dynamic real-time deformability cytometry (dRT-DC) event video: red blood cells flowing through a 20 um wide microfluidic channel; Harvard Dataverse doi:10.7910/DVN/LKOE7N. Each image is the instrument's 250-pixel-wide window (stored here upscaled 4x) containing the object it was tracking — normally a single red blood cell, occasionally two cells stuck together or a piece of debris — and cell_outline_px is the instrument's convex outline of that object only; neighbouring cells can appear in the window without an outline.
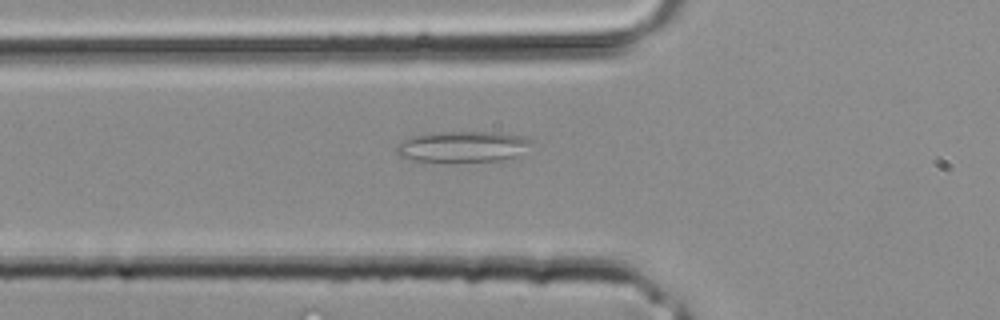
{"species": "common noctule bat (a hibernating species)", "species_latin": "Nyctalus noctula", "temperature_condition": "room temperature", "stored_images_in_passage": 4, "camera_frame_rate_fps": 3000, "um_per_image_px": 0.085, "animal": {"sex": "male", "body_mass_g": 20.4}, "frame": {"image": 1, "passage_image": 4, "time_ms": 1.0, "image_size_px": [1000, 320], "cell_outline_px": [[532, 144], [520, 156], [500, 160], [404, 160], [396, 152], [396, 144], [404, 140], [416, 136], [444, 132], [500, 132], [520, 136], [532, 140]], "centroid_in_image_um": [39.37, 12.45], "position_along_channel_um": 86.4, "area_um2": 23.81}}